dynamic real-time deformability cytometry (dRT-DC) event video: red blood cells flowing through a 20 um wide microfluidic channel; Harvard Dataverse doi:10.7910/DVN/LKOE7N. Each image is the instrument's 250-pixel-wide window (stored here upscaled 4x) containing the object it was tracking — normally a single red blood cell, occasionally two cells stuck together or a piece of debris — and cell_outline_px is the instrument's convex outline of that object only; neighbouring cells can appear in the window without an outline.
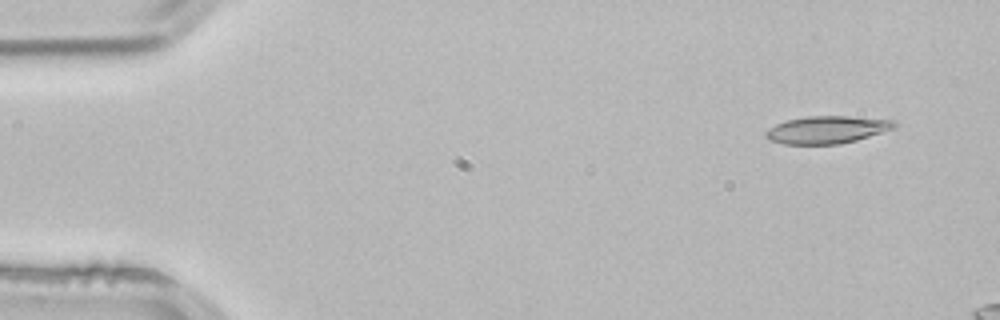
{"species": "common noctule bat (a hibernating species)", "species_latin": "Nyctalus noctula", "temperature_condition": "room temperature", "stored_images_in_passage": 3, "camera_frame_rate_fps": 3000, "um_per_image_px": 0.085, "animal": {"sex": "male", "body_mass_g": 21.5, "forearm_length_mm": 52.0}, "frame": {"image": 1, "passage_image": 1, "time_ms": 0.0, "image_size_px": [1000, 320], "cell_outline_px": [[896, 128], [856, 140], [840, 144], [784, 144], [768, 140], [764, 136], [764, 132], [768, 128], [776, 124], [788, 120], [808, 116], [848, 116], [896, 120]], "centroid_in_image_um": [70.28, 11.03], "position_along_channel_um": 14.7, "area_um2": 20.69}}